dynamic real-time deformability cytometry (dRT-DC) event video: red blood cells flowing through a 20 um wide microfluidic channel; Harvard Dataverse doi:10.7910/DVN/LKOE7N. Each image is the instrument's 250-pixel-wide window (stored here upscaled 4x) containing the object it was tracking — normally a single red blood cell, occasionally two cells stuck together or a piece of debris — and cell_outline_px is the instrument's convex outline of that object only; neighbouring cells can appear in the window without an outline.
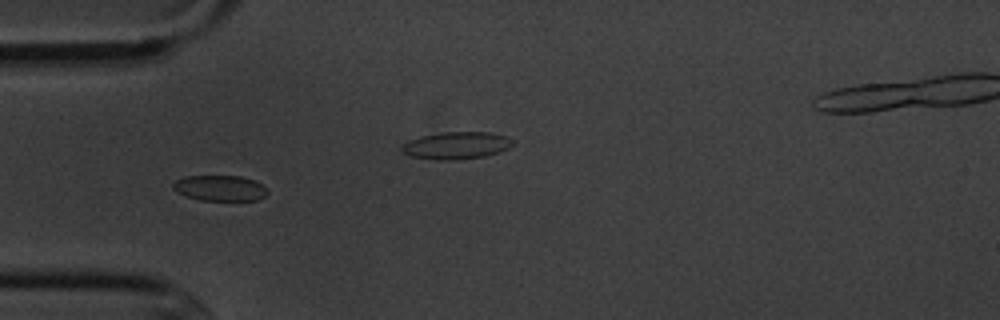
{"species": "common noctule bat (a hibernating species)", "species_latin": "Nyctalus noctula", "temperature_condition": "cold", "stored_images_in_passage": 15, "camera_frame_rate_fps": 3000, "um_per_image_px": 0.085, "animal": {"sex": "male", "body_mass_g": 20.1, "forearm_length_mm": 53.5}, "frame": {"image": 1, "passage_image": 4, "time_ms": 3.667, "image_size_px": [1000, 320], "cell_outline_px": [[268, 192], [264, 196], [256, 200], [200, 200], [184, 196], [176, 192], [172, 188], [172, 184], [176, 180], [184, 176], [240, 176], [256, 180]], "centroid_in_image_um": [18.64, 15.98], "position_along_channel_um": 66.4, "area_um2": 14.1}}
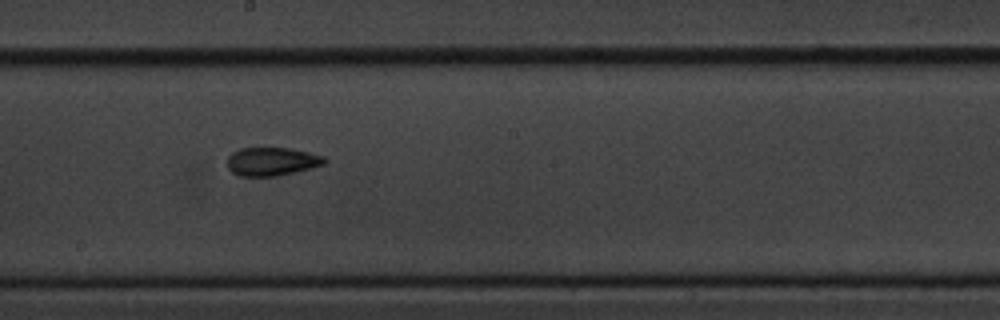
{"frame": {"image": 2, "passage_image": 8, "time_ms": 9.0, "image_size_px": [1000, 320], "cell_outline_px": [[328, 160], [324, 164], [312, 168], [296, 172], [276, 176], [240, 176], [232, 172], [228, 168], [228, 156], [232, 152], [240, 148], [292, 148], [324, 156]], "centroid_in_image_um": [23.12, 13.72], "position_along_channel_um": 225.1, "area_um2": 16.18}}
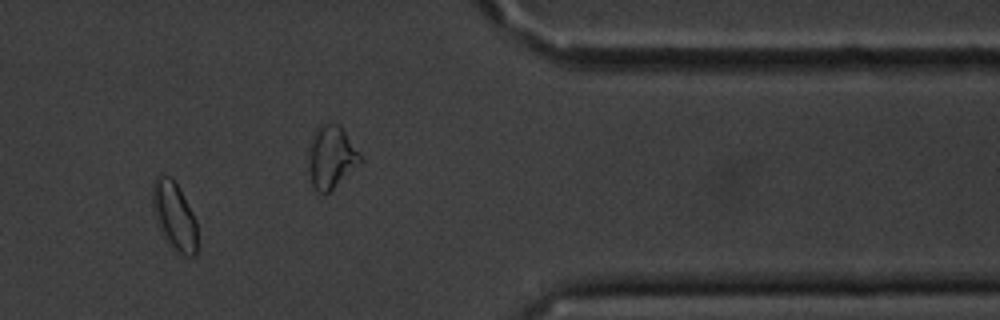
{"frame": {"image": 3, "passage_image": 12, "time_ms": 13.667, "image_size_px": [1000, 320], "cell_outline_px": [[196, 256], [184, 256], [176, 252], [168, 244], [160, 228], [152, 208], [152, 184], [156, 176], [172, 176], [180, 188], [196, 220]], "centroid_in_image_um": [14.81, 18.34], "position_along_channel_um": 396.6, "area_um2": 17.8}, "authors_computed_cell_mechanics": {"area_um2": 16.184, "velocity_mm_per_s": 3.6194, "shape_relaxation_time_tau1_ms": null, "shape_relaxation_time_tau2_ms": 4.0548, "deformation_change_tau1": null, "deformation_change_tau2": 0.088}}